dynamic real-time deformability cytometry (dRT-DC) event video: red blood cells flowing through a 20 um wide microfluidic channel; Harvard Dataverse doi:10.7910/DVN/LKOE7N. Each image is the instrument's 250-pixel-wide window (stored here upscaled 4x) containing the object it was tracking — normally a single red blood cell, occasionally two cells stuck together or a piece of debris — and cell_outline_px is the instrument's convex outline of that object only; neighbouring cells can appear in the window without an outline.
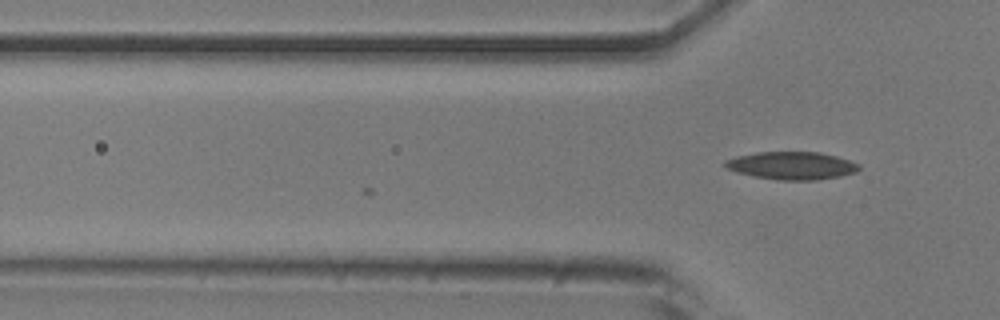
{"species": "common noctule bat (a hibernating species)", "species_latin": "Nyctalus noctula", "temperature_condition": "room temperature", "stored_images_in_passage": 2, "camera_frame_rate_fps": 3000, "um_per_image_px": 0.085, "animal": {"sex": "male", "body_mass_g": 20.5, "forearm_length_mm": 52.5}, "frame": {"image": 1, "passage_image": 2, "time_ms": 0.333, "image_size_px": [1000, 320], "cell_outline_px": [[860, 168], [856, 172], [840, 176], [816, 180], [780, 180], [752, 176], [736, 172], [728, 168], [724, 164], [724, 160], [736, 156], [756, 152], [820, 152], [836, 156], [860, 164]], "centroid_in_image_um": [67.29, 14.07], "position_along_channel_um": 58.5, "area_um2": 21.68}}